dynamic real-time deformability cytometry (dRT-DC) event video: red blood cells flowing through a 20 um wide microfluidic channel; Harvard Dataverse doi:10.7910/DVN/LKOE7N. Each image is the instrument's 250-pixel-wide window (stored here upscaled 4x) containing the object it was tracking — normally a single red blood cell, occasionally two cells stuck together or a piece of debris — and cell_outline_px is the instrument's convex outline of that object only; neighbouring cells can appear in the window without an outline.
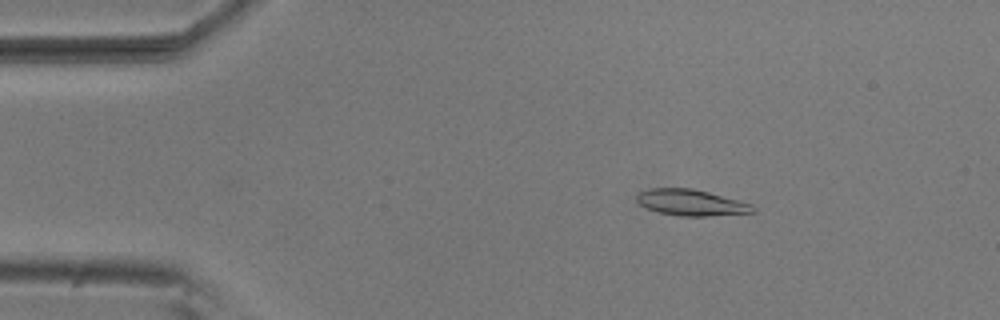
{"species": "common noctule bat (a hibernating species)", "species_latin": "Nyctalus noctula", "temperature_condition": "room temperature", "stored_images_in_passage": 3, "camera_frame_rate_fps": 3000, "um_per_image_px": 0.085, "animal": {"sex": "male", "body_mass_g": 20.5, "forearm_length_mm": 52.5}, "frame": {"image": 1, "passage_image": 1, "time_ms": 0.0, "image_size_px": [1000, 320], "cell_outline_px": [[756, 212], [708, 216], [680, 216], [660, 212], [648, 208], [640, 204], [636, 200], [636, 196], [640, 192], [648, 188], [692, 188], [708, 192], [752, 204], [756, 208]], "centroid_in_image_um": [58.76, 17.22], "position_along_channel_um": 26.2, "area_um2": 17.57}}
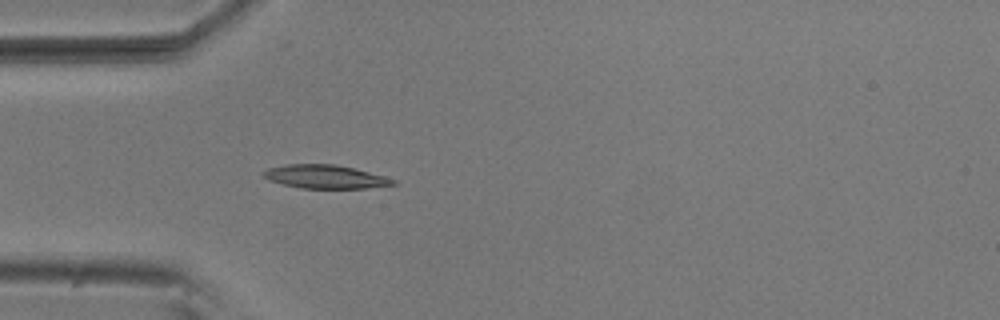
{"frame": {"image": 2, "passage_image": 3, "time_ms": 0.667, "image_size_px": [1000, 320], "cell_outline_px": [[396, 184], [364, 188], [300, 188], [268, 180], [264, 176], [264, 172], [268, 168], [284, 164], [336, 164], [384, 176], [396, 180]], "centroid_in_image_um": [27.62, 15.01], "position_along_channel_um": 57.4, "area_um2": 17.51}}